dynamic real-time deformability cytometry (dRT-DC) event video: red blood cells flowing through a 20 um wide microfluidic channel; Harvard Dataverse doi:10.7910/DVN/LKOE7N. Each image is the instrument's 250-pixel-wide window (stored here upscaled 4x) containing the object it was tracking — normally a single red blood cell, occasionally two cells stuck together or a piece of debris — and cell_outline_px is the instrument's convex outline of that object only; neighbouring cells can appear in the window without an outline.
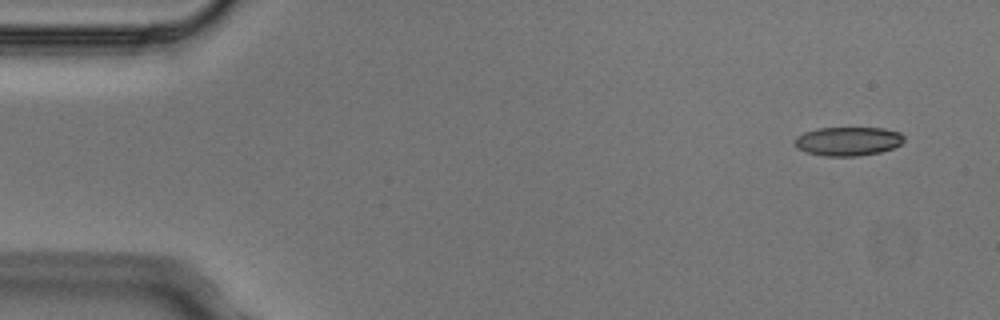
{"species": "Egyptian fruit bat (a non-hibernating species)", "species_latin": "Rousettus aegyptiacus", "temperature_condition": "cold", "stored_images_in_passage": 5, "camera_frame_rate_fps": 3000, "um_per_image_px": 0.085, "animal": {"sex": "male"}, "frame": {"image": 1, "passage_image": 2, "time_ms": 0.333, "image_size_px": [1000, 320], "cell_outline_px": [[904, 140], [900, 144], [892, 148], [880, 152], [856, 156], [824, 156], [804, 152], [796, 148], [796, 136], [804, 132], [816, 128], [884, 128], [900, 132], [904, 136]], "centroid_in_image_um": [72.06, 12.0], "position_along_channel_um": 12.9, "area_um2": 18.44}}